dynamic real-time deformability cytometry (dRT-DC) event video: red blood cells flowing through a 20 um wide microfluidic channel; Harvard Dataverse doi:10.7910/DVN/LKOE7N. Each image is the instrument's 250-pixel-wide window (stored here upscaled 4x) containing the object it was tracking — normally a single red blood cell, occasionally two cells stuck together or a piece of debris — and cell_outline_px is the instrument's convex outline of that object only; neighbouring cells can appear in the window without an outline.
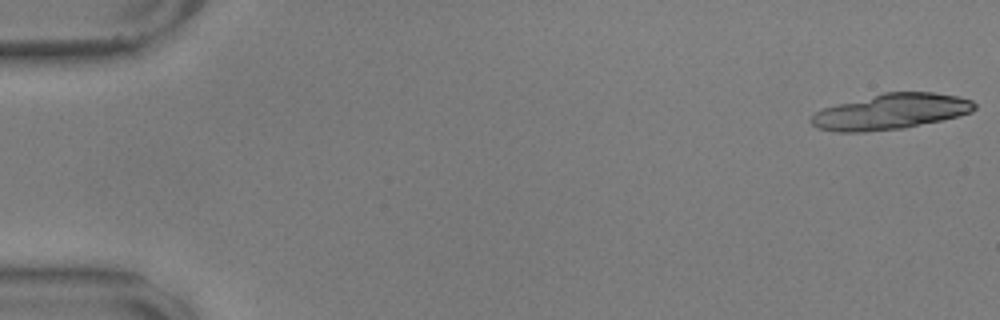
{"species": "common noctule bat (a hibernating species)", "species_latin": "Nyctalus noctula", "temperature_condition": "warm", "stored_images_in_passage": 39, "camera_frame_rate_fps": 3000, "um_per_image_px": 0.085, "animal": {"sex": "male", "body_mass_g": 17.9, "forearm_length_mm": 54.2}, "frame": {"image": 1, "passage_image": 1, "time_ms": 0.0, "image_size_px": [1000, 320], "cell_outline_px": [[976, 108], [972, 112], [960, 116], [904, 128], [864, 132], [836, 132], [816, 128], [808, 120], [816, 112], [824, 108], [836, 104], [884, 92], [932, 92], [956, 96], [972, 100], [976, 104]], "centroid_in_image_um": [75.71, 9.49], "position_along_channel_um": 9.3, "area_um2": 33.93}}